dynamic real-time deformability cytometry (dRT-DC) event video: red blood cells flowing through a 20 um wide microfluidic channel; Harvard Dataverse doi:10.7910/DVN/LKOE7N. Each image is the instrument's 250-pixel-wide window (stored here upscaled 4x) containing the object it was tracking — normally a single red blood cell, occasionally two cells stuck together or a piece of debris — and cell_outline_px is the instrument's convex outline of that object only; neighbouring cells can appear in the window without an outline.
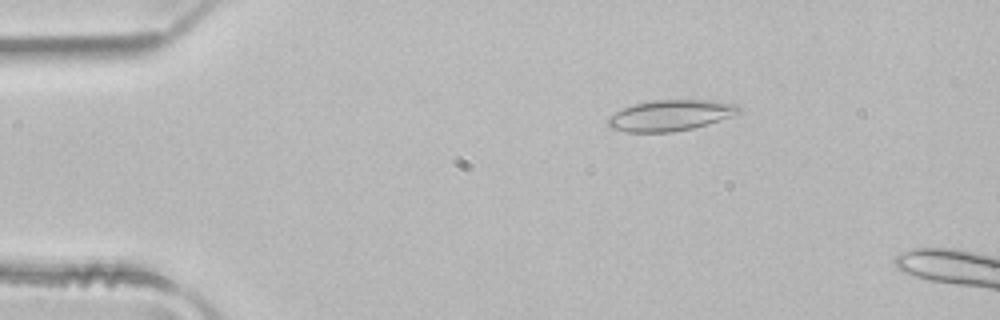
{"species": "common noctule bat (a hibernating species)", "species_latin": "Nyctalus noctula", "temperature_condition": "room temperature", "stored_images_in_passage": 5, "camera_frame_rate_fps": 3000, "um_per_image_px": 0.085, "animal": {"sex": "male", "body_mass_g": 21.5, "forearm_length_mm": 52.0}, "frame": {"image": 1, "passage_image": 3, "time_ms": 0.667, "image_size_px": [1000, 320], "cell_outline_px": [[740, 112], [708, 124], [692, 128], [672, 132], [628, 132], [612, 128], [608, 124], [608, 116], [632, 104], [656, 100], [712, 100], [736, 104], [740, 108]], "centroid_in_image_um": [56.97, 9.8], "position_along_channel_um": 28.0, "area_um2": 23.29}}